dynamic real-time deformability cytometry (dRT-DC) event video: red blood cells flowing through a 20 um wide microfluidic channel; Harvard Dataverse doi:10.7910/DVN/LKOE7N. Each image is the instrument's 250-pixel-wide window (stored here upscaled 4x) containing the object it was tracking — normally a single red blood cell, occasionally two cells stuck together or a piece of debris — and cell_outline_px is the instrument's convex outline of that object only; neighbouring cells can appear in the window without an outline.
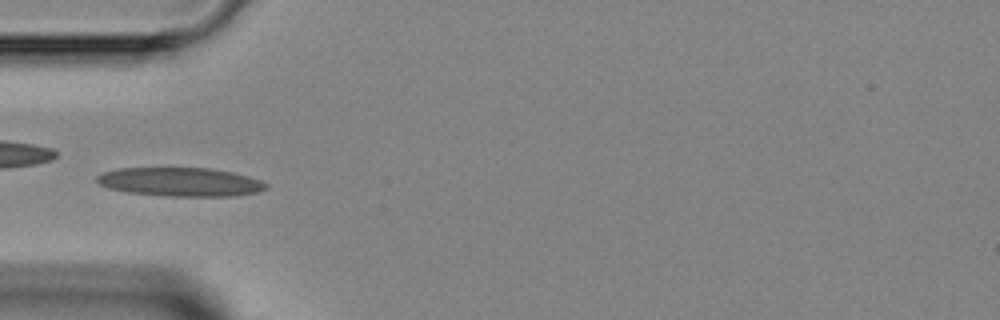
{"species": "Egyptian fruit bat (a non-hibernating species)", "species_latin": "Rousettus aegyptiacus", "temperature_condition": "room temperature", "stored_images_in_passage": 4, "camera_frame_rate_fps": 3000, "um_per_image_px": 0.085, "animal": {"sex": "female"}, "frame": {"image": 1, "passage_image": 4, "time_ms": 3.333, "image_size_px": [1000, 320], "cell_outline_px": [[268, 188], [260, 192], [232, 196], [164, 196], [128, 192], [108, 188], [100, 184], [96, 180], [96, 176], [104, 172], [116, 168], [212, 168], [232, 172], [248, 176], [260, 180], [268, 184]], "centroid_in_image_um": [15.35, 15.46], "position_along_channel_um": 69.6, "area_um2": 28.5}}